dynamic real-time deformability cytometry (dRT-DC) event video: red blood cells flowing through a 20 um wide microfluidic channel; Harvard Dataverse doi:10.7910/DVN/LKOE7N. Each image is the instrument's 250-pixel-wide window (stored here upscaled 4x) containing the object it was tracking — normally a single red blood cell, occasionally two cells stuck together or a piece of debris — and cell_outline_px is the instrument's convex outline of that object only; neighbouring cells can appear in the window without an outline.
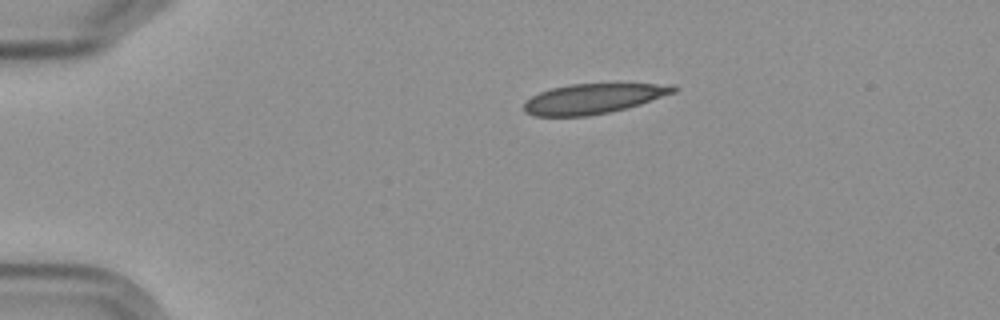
{"species": "Egyptian fruit bat (a non-hibernating species)", "species_latin": "Rousettus aegyptiacus", "temperature_condition": "cold", "stored_images_in_passage": 5, "camera_frame_rate_fps": 3000, "um_per_image_px": 0.085, "frame": {"image": 1, "passage_image": 5, "time_ms": 5.667, "image_size_px": [1000, 320], "cell_outline_px": [[680, 88], [676, 92], [640, 104], [608, 112], [588, 116], [532, 116], [524, 112], [524, 100], [540, 92], [552, 88], [568, 84], [676, 84]], "centroid_in_image_um": [50.42, 8.38], "position_along_channel_um": 34.6, "area_um2": 26.18}}